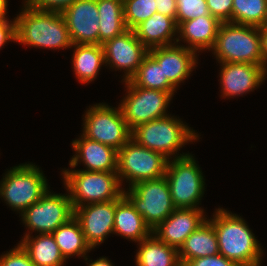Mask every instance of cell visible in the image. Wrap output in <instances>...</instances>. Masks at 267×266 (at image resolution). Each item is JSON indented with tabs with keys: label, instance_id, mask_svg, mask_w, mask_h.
Instances as JSON below:
<instances>
[{
	"label": "cell",
	"instance_id": "1",
	"mask_svg": "<svg viewBox=\"0 0 267 266\" xmlns=\"http://www.w3.org/2000/svg\"><path fill=\"white\" fill-rule=\"evenodd\" d=\"M225 208H216L208 219L218 239L219 254L239 266H261L263 249L246 221Z\"/></svg>",
	"mask_w": 267,
	"mask_h": 266
},
{
	"label": "cell",
	"instance_id": "2",
	"mask_svg": "<svg viewBox=\"0 0 267 266\" xmlns=\"http://www.w3.org/2000/svg\"><path fill=\"white\" fill-rule=\"evenodd\" d=\"M16 20V43L43 49H67L73 46L61 12L38 10L22 3Z\"/></svg>",
	"mask_w": 267,
	"mask_h": 266
},
{
	"label": "cell",
	"instance_id": "3",
	"mask_svg": "<svg viewBox=\"0 0 267 266\" xmlns=\"http://www.w3.org/2000/svg\"><path fill=\"white\" fill-rule=\"evenodd\" d=\"M186 124L181 118L170 114L133 128L131 139L152 151L162 153L169 160L184 157L189 152L181 154V148L200 138L198 132Z\"/></svg>",
	"mask_w": 267,
	"mask_h": 266
},
{
	"label": "cell",
	"instance_id": "4",
	"mask_svg": "<svg viewBox=\"0 0 267 266\" xmlns=\"http://www.w3.org/2000/svg\"><path fill=\"white\" fill-rule=\"evenodd\" d=\"M73 169L61 170L64 189L68 191L73 207L116 200L124 194L117 171Z\"/></svg>",
	"mask_w": 267,
	"mask_h": 266
},
{
	"label": "cell",
	"instance_id": "5",
	"mask_svg": "<svg viewBox=\"0 0 267 266\" xmlns=\"http://www.w3.org/2000/svg\"><path fill=\"white\" fill-rule=\"evenodd\" d=\"M211 51L218 63L263 65L259 27L222 22Z\"/></svg>",
	"mask_w": 267,
	"mask_h": 266
},
{
	"label": "cell",
	"instance_id": "6",
	"mask_svg": "<svg viewBox=\"0 0 267 266\" xmlns=\"http://www.w3.org/2000/svg\"><path fill=\"white\" fill-rule=\"evenodd\" d=\"M2 178L0 198L19 215L50 189L43 171L33 163L14 166Z\"/></svg>",
	"mask_w": 267,
	"mask_h": 266
},
{
	"label": "cell",
	"instance_id": "7",
	"mask_svg": "<svg viewBox=\"0 0 267 266\" xmlns=\"http://www.w3.org/2000/svg\"><path fill=\"white\" fill-rule=\"evenodd\" d=\"M195 159L190 153L168 160L165 177L175 208H201L206 183Z\"/></svg>",
	"mask_w": 267,
	"mask_h": 266
},
{
	"label": "cell",
	"instance_id": "8",
	"mask_svg": "<svg viewBox=\"0 0 267 266\" xmlns=\"http://www.w3.org/2000/svg\"><path fill=\"white\" fill-rule=\"evenodd\" d=\"M82 135L119 151L131 139V130L121 109L106 103L90 105L83 115Z\"/></svg>",
	"mask_w": 267,
	"mask_h": 266
},
{
	"label": "cell",
	"instance_id": "9",
	"mask_svg": "<svg viewBox=\"0 0 267 266\" xmlns=\"http://www.w3.org/2000/svg\"><path fill=\"white\" fill-rule=\"evenodd\" d=\"M126 94L119 107L130 130L170 115L168 107L176 91H162L135 86L130 80L123 82Z\"/></svg>",
	"mask_w": 267,
	"mask_h": 266
},
{
	"label": "cell",
	"instance_id": "10",
	"mask_svg": "<svg viewBox=\"0 0 267 266\" xmlns=\"http://www.w3.org/2000/svg\"><path fill=\"white\" fill-rule=\"evenodd\" d=\"M124 196L142 215L144 222L151 230L175 210L165 175L140 181L127 190L124 188Z\"/></svg>",
	"mask_w": 267,
	"mask_h": 266
},
{
	"label": "cell",
	"instance_id": "11",
	"mask_svg": "<svg viewBox=\"0 0 267 266\" xmlns=\"http://www.w3.org/2000/svg\"><path fill=\"white\" fill-rule=\"evenodd\" d=\"M168 160L162 153L152 151L130 139L118 151L119 181L123 185L125 180L130 188L140 181L160 178L166 173Z\"/></svg>",
	"mask_w": 267,
	"mask_h": 266
},
{
	"label": "cell",
	"instance_id": "12",
	"mask_svg": "<svg viewBox=\"0 0 267 266\" xmlns=\"http://www.w3.org/2000/svg\"><path fill=\"white\" fill-rule=\"evenodd\" d=\"M50 190L19 215L28 231L24 236H30L32 232L52 234L60 225L74 217V207L68 191L67 194H58Z\"/></svg>",
	"mask_w": 267,
	"mask_h": 266
},
{
	"label": "cell",
	"instance_id": "13",
	"mask_svg": "<svg viewBox=\"0 0 267 266\" xmlns=\"http://www.w3.org/2000/svg\"><path fill=\"white\" fill-rule=\"evenodd\" d=\"M104 50L105 66L115 71L123 70L122 82L130 80L136 73L148 49L136 37L134 30H126L119 36L105 41Z\"/></svg>",
	"mask_w": 267,
	"mask_h": 266
},
{
	"label": "cell",
	"instance_id": "14",
	"mask_svg": "<svg viewBox=\"0 0 267 266\" xmlns=\"http://www.w3.org/2000/svg\"><path fill=\"white\" fill-rule=\"evenodd\" d=\"M116 200L74 207V217L79 221L87 244L94 249L113 234Z\"/></svg>",
	"mask_w": 267,
	"mask_h": 266
},
{
	"label": "cell",
	"instance_id": "15",
	"mask_svg": "<svg viewBox=\"0 0 267 266\" xmlns=\"http://www.w3.org/2000/svg\"><path fill=\"white\" fill-rule=\"evenodd\" d=\"M61 14L73 44H99L97 0H76Z\"/></svg>",
	"mask_w": 267,
	"mask_h": 266
},
{
	"label": "cell",
	"instance_id": "16",
	"mask_svg": "<svg viewBox=\"0 0 267 266\" xmlns=\"http://www.w3.org/2000/svg\"><path fill=\"white\" fill-rule=\"evenodd\" d=\"M219 64L221 68L219 70L220 92L223 98L230 99L253 92L260 85H263L267 78V71L263 65L231 62Z\"/></svg>",
	"mask_w": 267,
	"mask_h": 266
},
{
	"label": "cell",
	"instance_id": "17",
	"mask_svg": "<svg viewBox=\"0 0 267 266\" xmlns=\"http://www.w3.org/2000/svg\"><path fill=\"white\" fill-rule=\"evenodd\" d=\"M204 211L203 208H175L152 233L161 242L179 250L185 239L207 220Z\"/></svg>",
	"mask_w": 267,
	"mask_h": 266
},
{
	"label": "cell",
	"instance_id": "18",
	"mask_svg": "<svg viewBox=\"0 0 267 266\" xmlns=\"http://www.w3.org/2000/svg\"><path fill=\"white\" fill-rule=\"evenodd\" d=\"M148 53L162 66L164 76L177 89L198 65V55L183 44L154 47Z\"/></svg>",
	"mask_w": 267,
	"mask_h": 266
},
{
	"label": "cell",
	"instance_id": "19",
	"mask_svg": "<svg viewBox=\"0 0 267 266\" xmlns=\"http://www.w3.org/2000/svg\"><path fill=\"white\" fill-rule=\"evenodd\" d=\"M75 154L69 161L70 168L84 164L85 171H117L118 151L100 142L90 140L83 135L72 141Z\"/></svg>",
	"mask_w": 267,
	"mask_h": 266
},
{
	"label": "cell",
	"instance_id": "20",
	"mask_svg": "<svg viewBox=\"0 0 267 266\" xmlns=\"http://www.w3.org/2000/svg\"><path fill=\"white\" fill-rule=\"evenodd\" d=\"M221 23L218 18L211 14L184 21L178 26L177 44L182 41L186 43V48L196 53L211 51L215 45Z\"/></svg>",
	"mask_w": 267,
	"mask_h": 266
},
{
	"label": "cell",
	"instance_id": "21",
	"mask_svg": "<svg viewBox=\"0 0 267 266\" xmlns=\"http://www.w3.org/2000/svg\"><path fill=\"white\" fill-rule=\"evenodd\" d=\"M133 30L136 37L148 50L177 43L178 25L176 20L158 12L141 22Z\"/></svg>",
	"mask_w": 267,
	"mask_h": 266
},
{
	"label": "cell",
	"instance_id": "22",
	"mask_svg": "<svg viewBox=\"0 0 267 266\" xmlns=\"http://www.w3.org/2000/svg\"><path fill=\"white\" fill-rule=\"evenodd\" d=\"M152 233L132 203L124 196L117 204L113 234L138 243Z\"/></svg>",
	"mask_w": 267,
	"mask_h": 266
},
{
	"label": "cell",
	"instance_id": "23",
	"mask_svg": "<svg viewBox=\"0 0 267 266\" xmlns=\"http://www.w3.org/2000/svg\"><path fill=\"white\" fill-rule=\"evenodd\" d=\"M183 265L188 260L219 254L218 239L213 224L207 219L186 239L178 250Z\"/></svg>",
	"mask_w": 267,
	"mask_h": 266
},
{
	"label": "cell",
	"instance_id": "24",
	"mask_svg": "<svg viewBox=\"0 0 267 266\" xmlns=\"http://www.w3.org/2000/svg\"><path fill=\"white\" fill-rule=\"evenodd\" d=\"M73 72L81 84L94 81L102 65L105 66L104 50L100 44H73Z\"/></svg>",
	"mask_w": 267,
	"mask_h": 266
},
{
	"label": "cell",
	"instance_id": "25",
	"mask_svg": "<svg viewBox=\"0 0 267 266\" xmlns=\"http://www.w3.org/2000/svg\"><path fill=\"white\" fill-rule=\"evenodd\" d=\"M137 245L136 266H182L178 249L161 242L153 233Z\"/></svg>",
	"mask_w": 267,
	"mask_h": 266
},
{
	"label": "cell",
	"instance_id": "26",
	"mask_svg": "<svg viewBox=\"0 0 267 266\" xmlns=\"http://www.w3.org/2000/svg\"><path fill=\"white\" fill-rule=\"evenodd\" d=\"M19 243L36 266H64L67 261L52 234L23 236Z\"/></svg>",
	"mask_w": 267,
	"mask_h": 266
},
{
	"label": "cell",
	"instance_id": "27",
	"mask_svg": "<svg viewBox=\"0 0 267 266\" xmlns=\"http://www.w3.org/2000/svg\"><path fill=\"white\" fill-rule=\"evenodd\" d=\"M52 235L66 260L73 256L88 260L87 253L92 249L87 244L80 223L75 217L60 225Z\"/></svg>",
	"mask_w": 267,
	"mask_h": 266
},
{
	"label": "cell",
	"instance_id": "28",
	"mask_svg": "<svg viewBox=\"0 0 267 266\" xmlns=\"http://www.w3.org/2000/svg\"><path fill=\"white\" fill-rule=\"evenodd\" d=\"M99 16V44L121 35L127 29L123 0H97Z\"/></svg>",
	"mask_w": 267,
	"mask_h": 266
},
{
	"label": "cell",
	"instance_id": "29",
	"mask_svg": "<svg viewBox=\"0 0 267 266\" xmlns=\"http://www.w3.org/2000/svg\"><path fill=\"white\" fill-rule=\"evenodd\" d=\"M130 81L138 87L157 89L162 91H176L177 89L168 81L162 66L148 53L142 60L137 73Z\"/></svg>",
	"mask_w": 267,
	"mask_h": 266
},
{
	"label": "cell",
	"instance_id": "30",
	"mask_svg": "<svg viewBox=\"0 0 267 266\" xmlns=\"http://www.w3.org/2000/svg\"><path fill=\"white\" fill-rule=\"evenodd\" d=\"M232 23L263 26L267 23V0H233Z\"/></svg>",
	"mask_w": 267,
	"mask_h": 266
},
{
	"label": "cell",
	"instance_id": "31",
	"mask_svg": "<svg viewBox=\"0 0 267 266\" xmlns=\"http://www.w3.org/2000/svg\"><path fill=\"white\" fill-rule=\"evenodd\" d=\"M123 8L125 24L130 30L157 12L155 0H123Z\"/></svg>",
	"mask_w": 267,
	"mask_h": 266
},
{
	"label": "cell",
	"instance_id": "32",
	"mask_svg": "<svg viewBox=\"0 0 267 266\" xmlns=\"http://www.w3.org/2000/svg\"><path fill=\"white\" fill-rule=\"evenodd\" d=\"M176 23L179 26L184 21L196 19L210 14L206 0H176Z\"/></svg>",
	"mask_w": 267,
	"mask_h": 266
},
{
	"label": "cell",
	"instance_id": "33",
	"mask_svg": "<svg viewBox=\"0 0 267 266\" xmlns=\"http://www.w3.org/2000/svg\"><path fill=\"white\" fill-rule=\"evenodd\" d=\"M0 266H36L20 243L0 256Z\"/></svg>",
	"mask_w": 267,
	"mask_h": 266
},
{
	"label": "cell",
	"instance_id": "34",
	"mask_svg": "<svg viewBox=\"0 0 267 266\" xmlns=\"http://www.w3.org/2000/svg\"><path fill=\"white\" fill-rule=\"evenodd\" d=\"M209 12L221 22L232 23L233 0H206Z\"/></svg>",
	"mask_w": 267,
	"mask_h": 266
},
{
	"label": "cell",
	"instance_id": "35",
	"mask_svg": "<svg viewBox=\"0 0 267 266\" xmlns=\"http://www.w3.org/2000/svg\"><path fill=\"white\" fill-rule=\"evenodd\" d=\"M182 266H239L236 262L227 259L221 254L200 257L186 261Z\"/></svg>",
	"mask_w": 267,
	"mask_h": 266
},
{
	"label": "cell",
	"instance_id": "36",
	"mask_svg": "<svg viewBox=\"0 0 267 266\" xmlns=\"http://www.w3.org/2000/svg\"><path fill=\"white\" fill-rule=\"evenodd\" d=\"M76 0H25L30 7L38 10L62 12Z\"/></svg>",
	"mask_w": 267,
	"mask_h": 266
},
{
	"label": "cell",
	"instance_id": "37",
	"mask_svg": "<svg viewBox=\"0 0 267 266\" xmlns=\"http://www.w3.org/2000/svg\"><path fill=\"white\" fill-rule=\"evenodd\" d=\"M16 42V20L13 21L8 18L0 20V49L6 43Z\"/></svg>",
	"mask_w": 267,
	"mask_h": 266
},
{
	"label": "cell",
	"instance_id": "38",
	"mask_svg": "<svg viewBox=\"0 0 267 266\" xmlns=\"http://www.w3.org/2000/svg\"><path fill=\"white\" fill-rule=\"evenodd\" d=\"M158 13L172 17L176 20L177 1L176 0H155Z\"/></svg>",
	"mask_w": 267,
	"mask_h": 266
},
{
	"label": "cell",
	"instance_id": "39",
	"mask_svg": "<svg viewBox=\"0 0 267 266\" xmlns=\"http://www.w3.org/2000/svg\"><path fill=\"white\" fill-rule=\"evenodd\" d=\"M261 36V53L263 59V67L267 71V24L259 27Z\"/></svg>",
	"mask_w": 267,
	"mask_h": 266
},
{
	"label": "cell",
	"instance_id": "40",
	"mask_svg": "<svg viewBox=\"0 0 267 266\" xmlns=\"http://www.w3.org/2000/svg\"><path fill=\"white\" fill-rule=\"evenodd\" d=\"M90 261V264L88 262H86V264L88 266H114L113 263L111 262V259L109 260L107 257H99L97 260L95 261Z\"/></svg>",
	"mask_w": 267,
	"mask_h": 266
},
{
	"label": "cell",
	"instance_id": "41",
	"mask_svg": "<svg viewBox=\"0 0 267 266\" xmlns=\"http://www.w3.org/2000/svg\"><path fill=\"white\" fill-rule=\"evenodd\" d=\"M8 0H0V20L8 18L7 10H8Z\"/></svg>",
	"mask_w": 267,
	"mask_h": 266
}]
</instances>
